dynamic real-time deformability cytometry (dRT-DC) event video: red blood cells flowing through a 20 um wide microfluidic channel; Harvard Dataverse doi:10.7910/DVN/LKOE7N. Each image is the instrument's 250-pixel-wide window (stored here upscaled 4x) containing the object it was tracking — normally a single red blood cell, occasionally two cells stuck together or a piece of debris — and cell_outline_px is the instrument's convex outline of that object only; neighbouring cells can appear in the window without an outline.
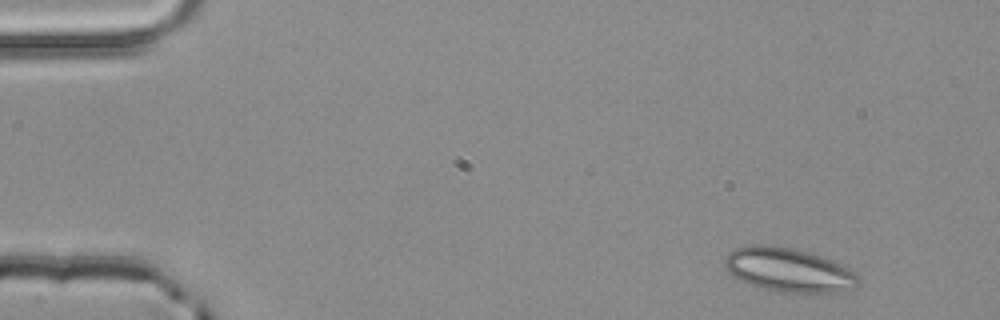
{"species": "common noctule bat (a hibernating species)", "species_latin": "Nyctalus noctula", "temperature_condition": "room temperature", "stored_images_in_passage": 3, "camera_frame_rate_fps": 3000, "um_per_image_px": 0.085, "animal": {"sex": "male", "body_mass_g": 20.4}, "frame": {"image": 1, "passage_image": 1, "time_ms": 0.0, "image_size_px": [1000, 320], "cell_outline_px": [[860, 280], [852, 288], [820, 296], [812, 296], [784, 292], [760, 288], [748, 284], [732, 276], [728, 272], [724, 264], [724, 260], [728, 252], [736, 248], [748, 244], [772, 244], [792, 248], [808, 252], [832, 260], [856, 272], [860, 276]], "centroid_in_image_um": [67.04, 22.97], "position_along_channel_um": 18.0, "area_um2": 35.26}}